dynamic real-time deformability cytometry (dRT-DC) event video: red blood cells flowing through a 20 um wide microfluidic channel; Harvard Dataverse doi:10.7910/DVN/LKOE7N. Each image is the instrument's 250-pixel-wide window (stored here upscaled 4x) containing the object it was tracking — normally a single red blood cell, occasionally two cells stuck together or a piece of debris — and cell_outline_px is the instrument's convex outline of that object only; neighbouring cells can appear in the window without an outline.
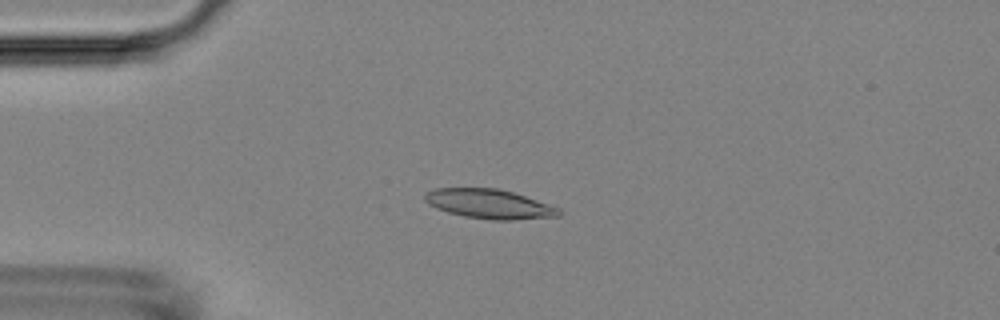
{"species": "Egyptian fruit bat (a non-hibernating species)", "species_latin": "Rousettus aegyptiacus", "temperature_condition": "room temperature", "stored_images_in_passage": 43, "camera_frame_rate_fps": 3000, "um_per_image_px": 0.085, "animal": {"sex": "female"}, "frame": {"image": 1, "passage_image": 13, "time_ms": 4.0, "image_size_px": [1000, 320], "cell_outline_px": [[564, 212], [560, 216], [512, 220], [492, 220], [464, 216], [448, 212], [436, 208], [428, 204], [424, 200], [424, 192], [436, 188], [500, 188], [560, 208]], "centroid_in_image_um": [41.58, 17.33], "position_along_channel_um": 43.4, "area_um2": 23.06}}
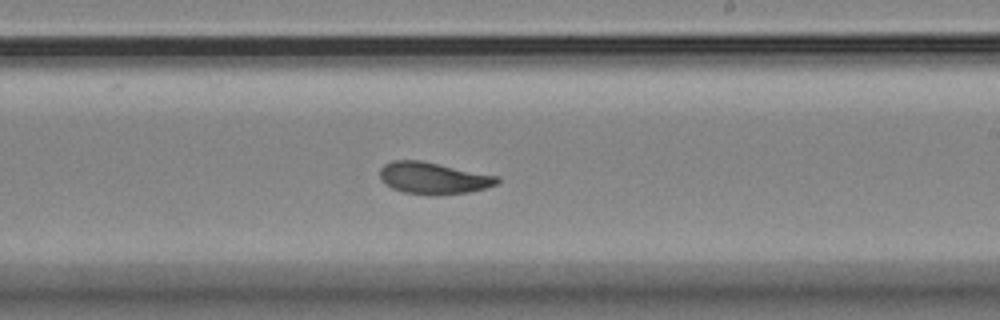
{"frame": {"image": 2, "passage_image": 32, "time_ms": 10.333, "image_size_px": [1000, 320], "cell_outline_px": [[500, 180], [496, 184], [484, 188], [468, 192], [436, 196], [428, 196], [404, 192], [392, 188], [384, 184], [380, 180], [380, 168], [384, 164], [392, 160], [420, 160], [500, 176]], "centroid_in_image_um": [36.81, 15.15], "position_along_channel_um": 252.2, "area_um2": 22.02}}
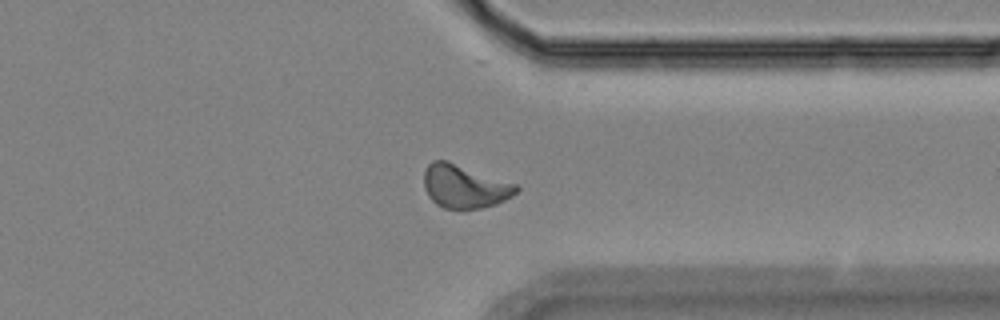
{"frame": {"image": 3, "passage_image": 42, "time_ms": 13.667, "image_size_px": [1000, 320], "cell_outline_px": [[520, 188], [512, 196], [496, 204], [480, 208], [444, 208], [436, 204], [428, 196], [424, 188], [424, 172], [428, 164], [432, 160], [448, 160], [516, 184]], "centroid_in_image_um": [39.46, 15.83], "position_along_channel_um": 371.9, "area_um2": 23.24}}